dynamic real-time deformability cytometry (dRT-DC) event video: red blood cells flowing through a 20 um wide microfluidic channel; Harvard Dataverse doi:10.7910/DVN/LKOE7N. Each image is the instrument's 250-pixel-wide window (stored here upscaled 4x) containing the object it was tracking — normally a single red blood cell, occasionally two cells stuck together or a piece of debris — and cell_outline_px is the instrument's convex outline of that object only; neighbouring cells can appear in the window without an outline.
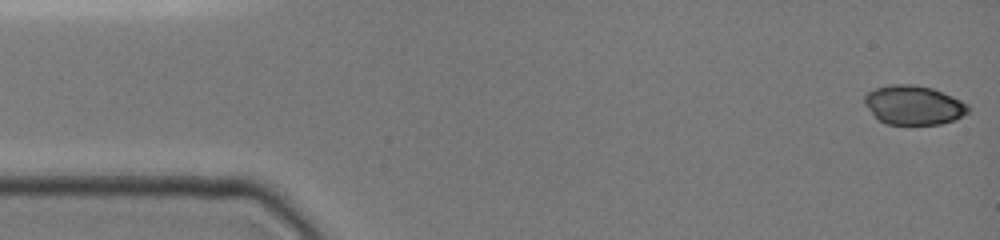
{"species": "common noctule bat (a hibernating species)", "species_latin": "Nyctalus noctula", "temperature_condition": "cold", "stored_images_in_passage": 50, "camera_frame_rate_fps": 3000, "um_per_image_px": 0.085, "animal": {"sex": "female", "body_mass_g": 19.0, "forearm_length_mm": 51.5}, "frame": {"image": 1, "passage_image": 1, "time_ms": 0.0, "image_size_px": [1000, 240], "cell_outline_px": [[968, 112], [956, 120], [940, 124], [888, 124], [880, 120], [864, 104], [864, 96], [868, 92], [876, 88], [892, 84], [912, 84], [932, 88], [952, 96], [968, 104]], "centroid_in_image_um": [77.67, 8.93], "position_along_channel_um": 7.3, "area_um2": 23.47}}
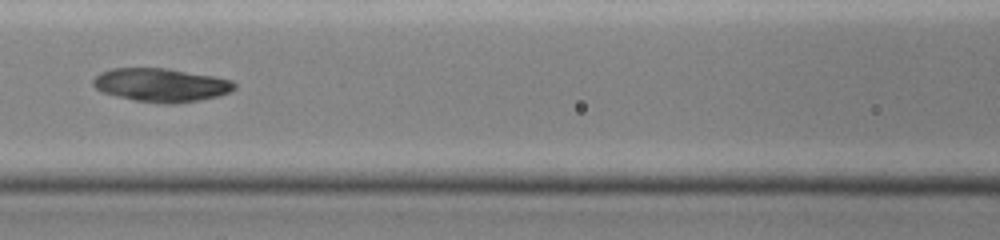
{"frame": {"image": 2, "passage_image": 18, "time_ms": 6.667, "image_size_px": [1000, 240], "cell_outline_px": [[236, 88], [220, 96], [172, 104], [160, 104], [136, 100], [116, 96], [100, 92], [92, 84], [92, 80], [100, 72], [112, 68], [168, 68], [216, 76], [232, 80], [236, 84]], "centroid_in_image_um": [13.69, 7.22], "position_along_channel_um": 152.9, "area_um2": 27.8}}
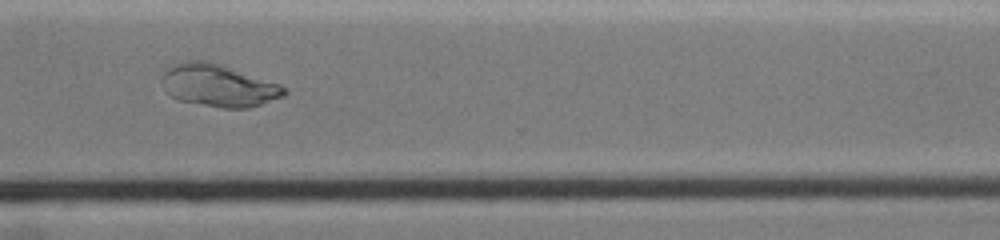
{"frame": {"image": 3, "passage_image": 39, "time_ms": 11.667, "image_size_px": [1000, 240], "cell_outline_px": [[288, 92], [284, 96], [248, 108], [220, 108], [176, 100], [168, 92], [160, 80], [168, 64], [180, 60], [204, 60], [220, 64], [280, 84], [288, 88]], "centroid_in_image_um": [18.53, 7.25], "position_along_channel_um": 352.1, "area_um2": 30.52}}